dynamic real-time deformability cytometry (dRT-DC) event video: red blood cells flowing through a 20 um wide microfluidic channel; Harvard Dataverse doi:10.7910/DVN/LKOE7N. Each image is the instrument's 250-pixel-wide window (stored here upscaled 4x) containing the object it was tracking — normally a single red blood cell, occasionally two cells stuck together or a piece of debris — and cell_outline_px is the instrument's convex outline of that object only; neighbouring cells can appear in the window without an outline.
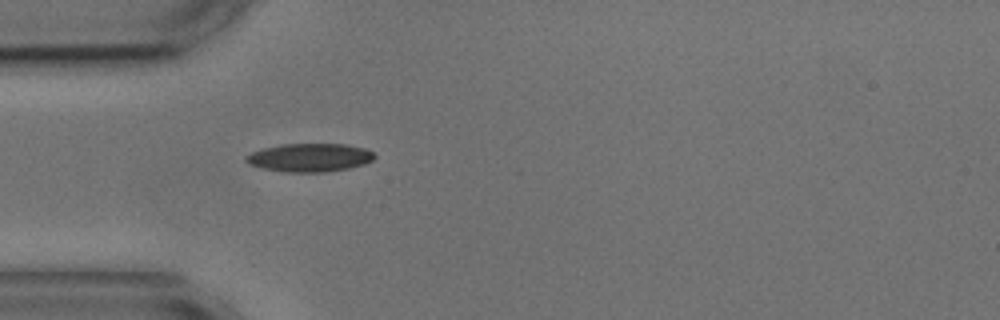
{"species": "common noctule bat (a hibernating species)", "species_latin": "Nyctalus noctula", "temperature_condition": "cold", "stored_images_in_passage": 1, "camera_frame_rate_fps": 3000, "um_per_image_px": 0.085, "animal": {"sex": "male", "body_mass_g": 17.9, "forearm_length_mm": 54.2}, "frame": {"image": 1, "passage_image": 1, "time_ms": 0.0, "image_size_px": [1000, 320], "cell_outline_px": [[376, 156], [372, 160], [364, 164], [348, 168], [324, 172], [284, 172], [264, 168], [248, 164], [244, 160], [244, 156], [252, 152], [264, 148], [280, 144], [348, 144], [364, 148], [372, 152]], "centroid_in_image_um": [26.3, 13.39], "position_along_channel_um": 58.7, "area_um2": 21.21}}